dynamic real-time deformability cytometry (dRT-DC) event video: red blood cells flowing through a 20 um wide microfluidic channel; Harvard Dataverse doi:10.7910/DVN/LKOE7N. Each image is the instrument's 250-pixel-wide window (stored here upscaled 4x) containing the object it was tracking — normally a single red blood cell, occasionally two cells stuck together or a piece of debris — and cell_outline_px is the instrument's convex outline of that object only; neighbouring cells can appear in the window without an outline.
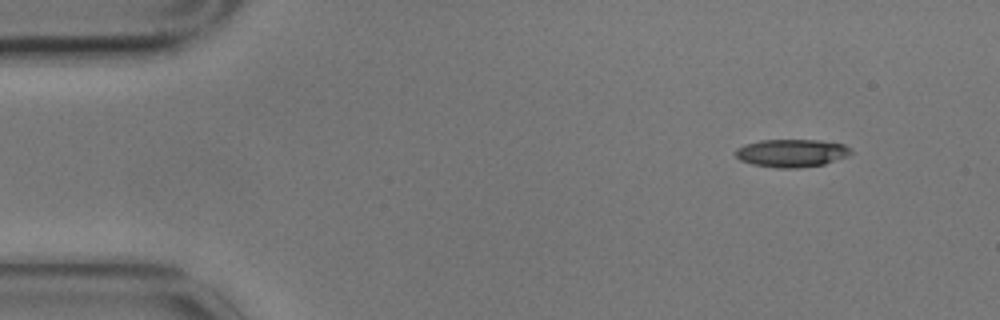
{"species": "common noctule bat (a hibernating species)", "species_latin": "Nyctalus noctula", "temperature_condition": "cold", "stored_images_in_passage": 5, "camera_frame_rate_fps": 3000, "um_per_image_px": 0.085, "animal": {"sex": "male", "body_mass_g": 17.9}, "frame": {"image": 1, "passage_image": 1, "time_ms": 0.0, "image_size_px": [1000, 320], "cell_outline_px": [[852, 152], [848, 156], [824, 164], [800, 168], [776, 168], [752, 164], [740, 160], [736, 156], [736, 148], [744, 144], [760, 140], [820, 140], [844, 144], [852, 148]], "centroid_in_image_um": [67.3, 13.01], "position_along_channel_um": 17.7, "area_um2": 18.9}}